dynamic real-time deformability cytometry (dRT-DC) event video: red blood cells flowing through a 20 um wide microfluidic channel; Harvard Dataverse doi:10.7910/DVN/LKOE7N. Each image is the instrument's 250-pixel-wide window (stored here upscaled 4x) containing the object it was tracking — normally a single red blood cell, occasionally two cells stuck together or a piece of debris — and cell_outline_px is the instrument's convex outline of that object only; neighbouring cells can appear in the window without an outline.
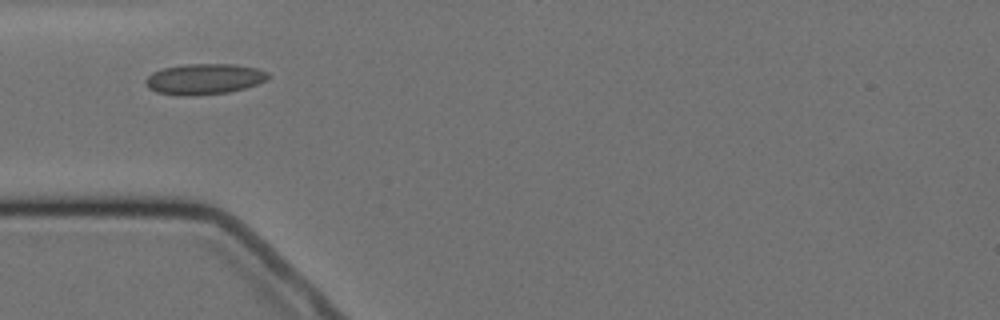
{"species": "Egyptian fruit bat (a non-hibernating species)", "species_latin": "Rousettus aegyptiacus", "temperature_condition": "cold", "stored_images_in_passage": 13, "segment_of_instrument_passage": [1, 2], "camera_frame_rate_fps": 3000, "um_per_image_px": 0.085, "animal": {"sex": "female"}, "frame": {"image": 1, "passage_image": 3, "time_ms": 2.0, "image_size_px": [1000, 320], "cell_outline_px": [[268, 76], [264, 80], [256, 84], [244, 88], [228, 92], [192, 96], [176, 96], [156, 92], [148, 88], [144, 84], [144, 80], [152, 72], [164, 68], [184, 64], [232, 64], [256, 68], [268, 72]], "centroid_in_image_um": [17.28, 6.73], "position_along_channel_um": 67.7, "area_um2": 21.96}}